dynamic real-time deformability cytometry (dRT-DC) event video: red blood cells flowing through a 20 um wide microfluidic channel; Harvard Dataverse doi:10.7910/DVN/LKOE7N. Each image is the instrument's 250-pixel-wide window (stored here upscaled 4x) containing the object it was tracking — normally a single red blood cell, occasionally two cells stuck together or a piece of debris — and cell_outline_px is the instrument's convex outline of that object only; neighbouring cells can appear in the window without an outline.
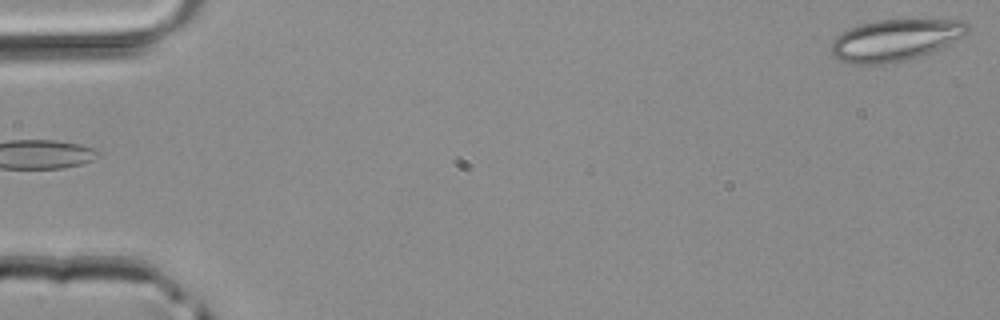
{"species": "common noctule bat (a hibernating species)", "species_latin": "Nyctalus noctula", "temperature_condition": "room temperature", "stored_images_in_passage": 2, "camera_frame_rate_fps": 3000, "um_per_image_px": 0.085, "animal": {"sex": "male", "body_mass_g": 20.4}, "frame": {"image": 1, "passage_image": 2, "time_ms": 0.333, "image_size_px": [1000, 320], "cell_outline_px": [[972, 28], [964, 36], [932, 52], [920, 56], [888, 64], [852, 64], [836, 60], [832, 56], [828, 48], [832, 40], [840, 32], [848, 28], [860, 24], [876, 20], [964, 20]], "centroid_in_image_um": [76.04, 3.41], "position_along_channel_um": 9.0, "area_um2": 33.58}}